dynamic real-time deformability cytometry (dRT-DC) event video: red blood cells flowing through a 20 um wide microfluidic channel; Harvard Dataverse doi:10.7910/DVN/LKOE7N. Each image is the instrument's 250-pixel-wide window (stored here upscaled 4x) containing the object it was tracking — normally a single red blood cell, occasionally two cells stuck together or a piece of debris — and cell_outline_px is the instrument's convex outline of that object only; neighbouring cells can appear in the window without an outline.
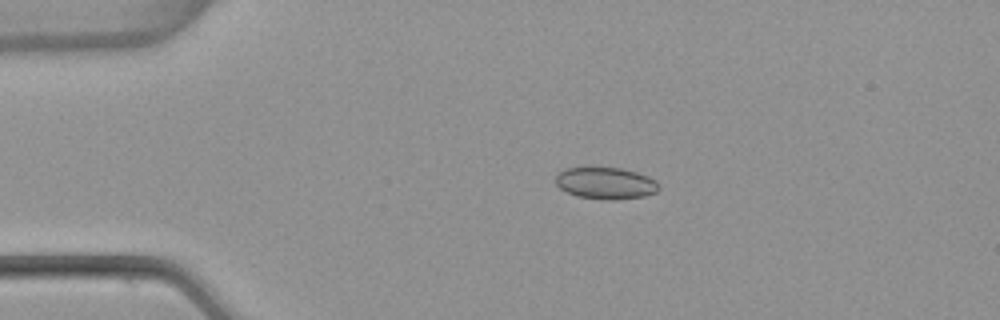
{"species": "common noctule bat (a hibernating species)", "species_latin": "Nyctalus noctula", "temperature_condition": "warm", "stored_images_in_passage": 5, "camera_frame_rate_fps": 3000, "um_per_image_px": 0.085, "animal": {"sex": "female", "body_mass_g": 22.7, "forearm_length_mm": 54.2}, "frame": {"image": 1, "passage_image": 4, "time_ms": 1.0, "image_size_px": [1000, 320], "cell_outline_px": [[660, 188], [656, 192], [644, 196], [616, 200], [604, 200], [576, 196], [560, 188], [556, 184], [556, 176], [564, 168], [588, 164], [620, 168], [636, 172], [648, 176], [656, 180]], "centroid_in_image_um": [51.45, 15.52], "position_along_channel_um": 33.6, "area_um2": 19.88}}